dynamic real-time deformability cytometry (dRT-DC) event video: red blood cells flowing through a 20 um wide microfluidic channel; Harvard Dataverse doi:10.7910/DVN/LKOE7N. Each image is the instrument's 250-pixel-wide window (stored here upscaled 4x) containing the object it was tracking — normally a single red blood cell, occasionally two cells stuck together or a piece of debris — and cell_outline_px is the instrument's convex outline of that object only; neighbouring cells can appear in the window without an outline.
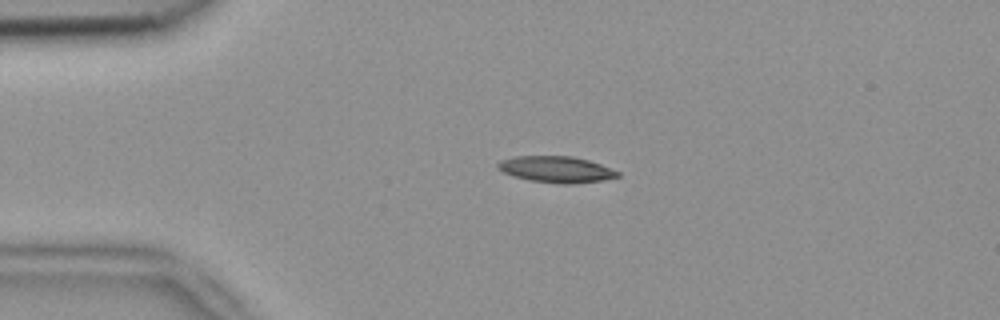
{"species": "common noctule bat (a hibernating species)", "species_latin": "Nyctalus noctula", "temperature_condition": "room temperature", "stored_images_in_passage": 4, "camera_frame_rate_fps": 3000, "um_per_image_px": 0.085, "animal": {"sex": "female", "body_mass_g": 18.4}, "frame": {"image": 1, "passage_image": 3, "time_ms": 0.667, "image_size_px": [1000, 320], "cell_outline_px": [[620, 176], [604, 180], [572, 184], [564, 184], [532, 180], [512, 176], [496, 168], [496, 164], [500, 160], [512, 156], [572, 156], [588, 160], [600, 164], [620, 172]], "centroid_in_image_um": [47.26, 14.39], "position_along_channel_um": 37.7, "area_um2": 18.38}}